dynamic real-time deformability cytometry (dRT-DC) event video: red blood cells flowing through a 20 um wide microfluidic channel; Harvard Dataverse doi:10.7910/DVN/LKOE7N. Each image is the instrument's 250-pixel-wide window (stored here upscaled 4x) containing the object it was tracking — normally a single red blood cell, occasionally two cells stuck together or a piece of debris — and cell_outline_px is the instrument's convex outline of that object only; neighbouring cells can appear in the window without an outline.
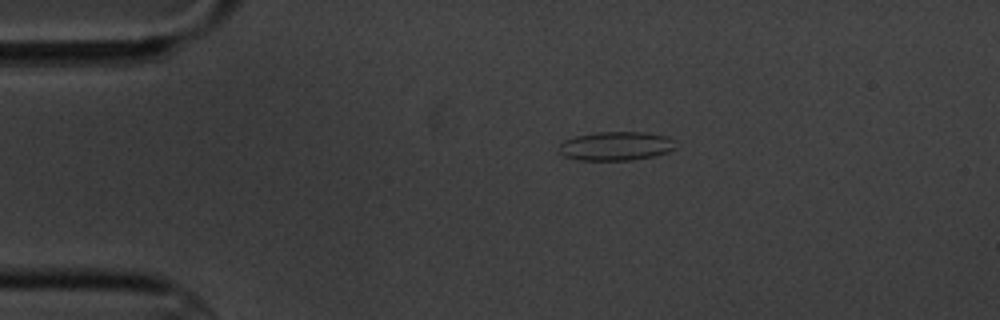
{"species": "common noctule bat (a hibernating species)", "species_latin": "Nyctalus noctula", "temperature_condition": "cold", "stored_images_in_passage": 14, "camera_frame_rate_fps": 3000, "um_per_image_px": 0.085, "animal": {"sex": "male", "body_mass_g": 20.1, "forearm_length_mm": 53.5}, "frame": {"image": 1, "passage_image": 1, "time_ms": 0.0, "image_size_px": [1000, 320], "cell_outline_px": [[676, 148], [668, 152], [652, 156], [632, 160], [580, 160], [564, 156], [560, 152], [560, 144], [564, 140], [576, 136], [600, 132], [644, 132], [668, 136], [672, 140]], "centroid_in_image_um": [52.37, 12.41], "position_along_channel_um": 32.6, "area_um2": 19.48}}
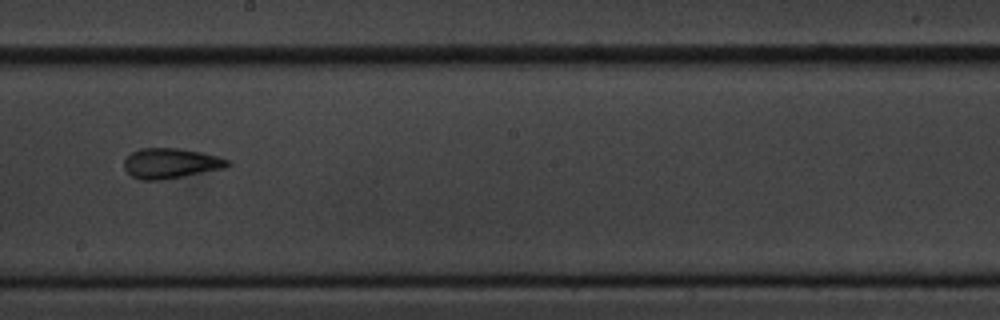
{"frame": {"image": 2, "passage_image": 7, "time_ms": 7.0, "image_size_px": [1000, 320], "cell_outline_px": [[232, 164], [224, 168], [160, 180], [140, 180], [132, 176], [124, 168], [124, 160], [132, 152], [140, 148], [176, 148], [200, 152], [216, 156], [228, 160]], "centroid_in_image_um": [14.48, 13.88], "position_along_channel_um": 233.7, "area_um2": 17.92}}
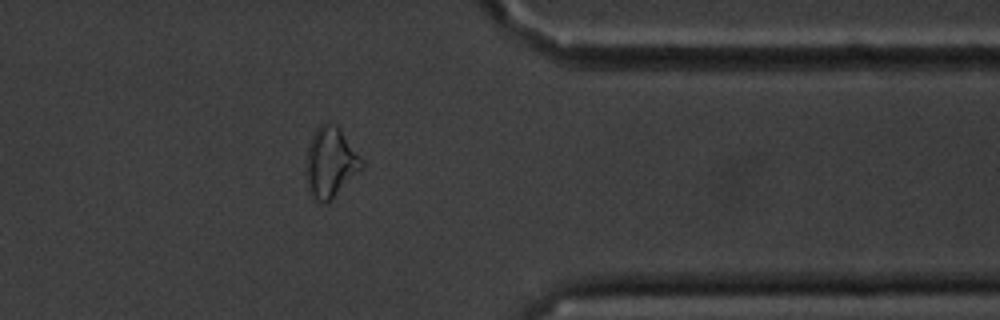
{"frame": {"image": 3, "passage_image": 11, "time_ms": 11.667, "image_size_px": [1000, 320], "cell_outline_px": [[364, 168], [328, 204], [316, 204], [312, 200], [308, 188], [304, 172], [304, 164], [308, 148], [312, 136], [316, 128], [324, 120], [336, 124], [340, 128], [364, 164]], "centroid_in_image_um": [28.05, 13.87], "position_along_channel_um": 383.4, "area_um2": 23.58}, "authors_computed_cell_mechanics": {"area_um2": 18.1781, "velocity_mm_per_s": 3.4457, "shape_relaxation_time_tau1_ms": 3.488, "shape_relaxation_time_tau2_ms": 1.1671, "deformation_change_tau1": 0.1223, "deformation_change_tau2": 0.0596}}